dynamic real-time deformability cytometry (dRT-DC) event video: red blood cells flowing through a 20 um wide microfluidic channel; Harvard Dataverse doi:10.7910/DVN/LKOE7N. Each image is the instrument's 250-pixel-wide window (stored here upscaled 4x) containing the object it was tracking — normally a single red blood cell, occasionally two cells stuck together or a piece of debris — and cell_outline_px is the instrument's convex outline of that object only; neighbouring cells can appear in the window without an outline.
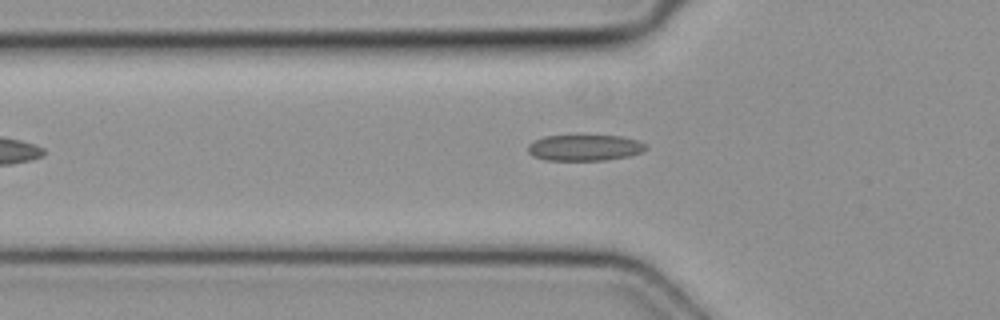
{"species": "common noctule bat (a hibernating species)", "species_latin": "Nyctalus noctula", "temperature_condition": "cold", "stored_images_in_passage": 6, "camera_frame_rate_fps": 3000, "um_per_image_px": 0.085, "animal": {"sex": "female", "body_mass_g": 19.3, "forearm_length_mm": 54.1}, "frame": {"image": 1, "passage_image": 5, "time_ms": 1.333, "image_size_px": [1000, 320], "cell_outline_px": [[648, 148], [640, 152], [628, 156], [604, 160], [548, 160], [532, 156], [528, 152], [528, 144], [532, 140], [544, 136], [580, 132], [584, 132], [620, 136], [636, 140], [644, 144]], "centroid_in_image_um": [49.63, 12.49], "position_along_channel_um": 76.2, "area_um2": 18.9}}
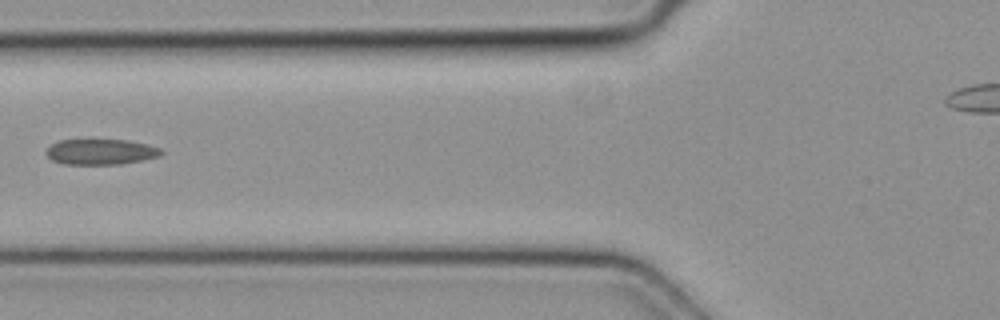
{"frame": {"image": 2, "passage_image": 6, "time_ms": 1.667, "image_size_px": [1000, 320], "cell_outline_px": [[164, 152], [160, 156], [120, 164], [64, 164], [52, 160], [44, 152], [52, 144], [60, 140], [124, 140], [144, 144], [160, 148]], "centroid_in_image_um": [8.54, 12.91], "position_along_channel_um": 117.3, "area_um2": 16.88}}